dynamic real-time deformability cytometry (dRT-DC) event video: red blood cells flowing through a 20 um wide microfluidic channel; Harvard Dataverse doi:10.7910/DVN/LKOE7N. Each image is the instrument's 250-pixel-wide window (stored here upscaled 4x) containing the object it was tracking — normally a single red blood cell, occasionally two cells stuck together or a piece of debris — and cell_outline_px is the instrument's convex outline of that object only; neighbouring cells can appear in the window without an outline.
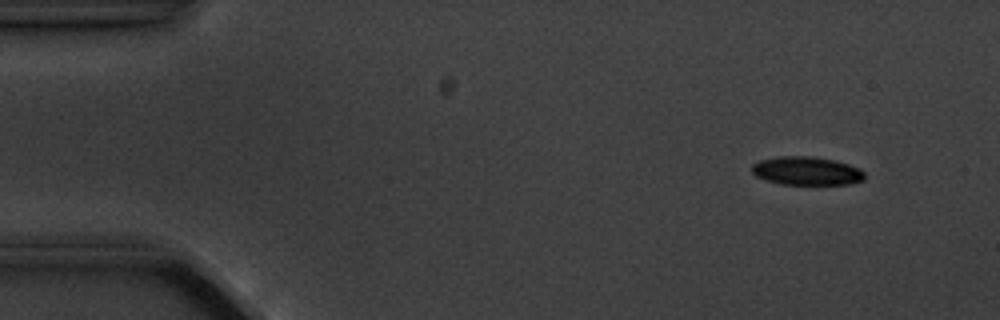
{"species": "common noctule bat (a hibernating species)", "species_latin": "Nyctalus noctula", "temperature_condition": "cold", "stored_images_in_passage": 5, "camera_frame_rate_fps": 3000, "um_per_image_px": 0.085, "animal": {"sex": "male", "body_mass_g": 20.1, "forearm_length_mm": 53.5}, "frame": {"image": 1, "passage_image": 2, "time_ms": 1.333, "image_size_px": [1000, 320], "cell_outline_px": [[864, 180], [848, 184], [780, 184], [756, 176], [752, 172], [752, 164], [760, 160], [780, 156], [812, 156], [836, 160], [860, 168], [864, 172]], "centroid_in_image_um": [68.58, 14.52], "position_along_channel_um": 16.4, "area_um2": 18.67}}
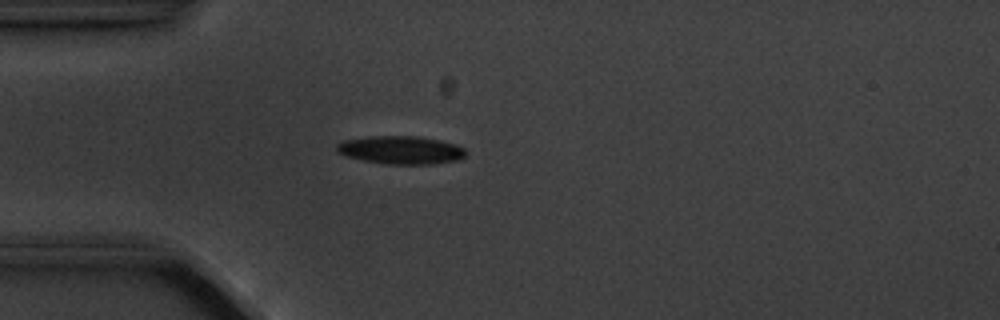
{"frame": {"image": 2, "passage_image": 5, "time_ms": 4.667, "image_size_px": [1000, 320], "cell_outline_px": [[464, 156], [460, 160], [432, 164], [384, 164], [364, 160], [348, 156], [336, 152], [336, 144], [344, 140], [372, 136], [416, 136], [440, 140], [456, 144], [464, 148]], "centroid_in_image_um": [34.08, 12.75], "position_along_channel_um": 50.9, "area_um2": 21.1}}